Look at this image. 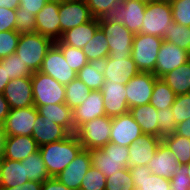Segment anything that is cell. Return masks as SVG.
Returning <instances> with one entry per match:
<instances>
[{
	"label": "cell",
	"mask_w": 190,
	"mask_h": 190,
	"mask_svg": "<svg viewBox=\"0 0 190 190\" xmlns=\"http://www.w3.org/2000/svg\"><path fill=\"white\" fill-rule=\"evenodd\" d=\"M77 136L70 134L67 138L39 147L40 155L50 177H56L82 150Z\"/></svg>",
	"instance_id": "cell-1"
},
{
	"label": "cell",
	"mask_w": 190,
	"mask_h": 190,
	"mask_svg": "<svg viewBox=\"0 0 190 190\" xmlns=\"http://www.w3.org/2000/svg\"><path fill=\"white\" fill-rule=\"evenodd\" d=\"M54 41L37 32L20 34L15 53L32 72L39 71Z\"/></svg>",
	"instance_id": "cell-2"
},
{
	"label": "cell",
	"mask_w": 190,
	"mask_h": 190,
	"mask_svg": "<svg viewBox=\"0 0 190 190\" xmlns=\"http://www.w3.org/2000/svg\"><path fill=\"white\" fill-rule=\"evenodd\" d=\"M146 2L139 0H123L120 5L111 7L99 22L123 24L133 34H139L146 9Z\"/></svg>",
	"instance_id": "cell-3"
},
{
	"label": "cell",
	"mask_w": 190,
	"mask_h": 190,
	"mask_svg": "<svg viewBox=\"0 0 190 190\" xmlns=\"http://www.w3.org/2000/svg\"><path fill=\"white\" fill-rule=\"evenodd\" d=\"M129 147L109 142L106 146L90 150L92 165L109 177L128 167Z\"/></svg>",
	"instance_id": "cell-4"
},
{
	"label": "cell",
	"mask_w": 190,
	"mask_h": 190,
	"mask_svg": "<svg viewBox=\"0 0 190 190\" xmlns=\"http://www.w3.org/2000/svg\"><path fill=\"white\" fill-rule=\"evenodd\" d=\"M112 118L107 115L82 124L76 131L83 149L102 148L110 142Z\"/></svg>",
	"instance_id": "cell-5"
},
{
	"label": "cell",
	"mask_w": 190,
	"mask_h": 190,
	"mask_svg": "<svg viewBox=\"0 0 190 190\" xmlns=\"http://www.w3.org/2000/svg\"><path fill=\"white\" fill-rule=\"evenodd\" d=\"M34 106L65 103V85L40 71L31 76Z\"/></svg>",
	"instance_id": "cell-6"
},
{
	"label": "cell",
	"mask_w": 190,
	"mask_h": 190,
	"mask_svg": "<svg viewBox=\"0 0 190 190\" xmlns=\"http://www.w3.org/2000/svg\"><path fill=\"white\" fill-rule=\"evenodd\" d=\"M163 38L148 34H134L131 57L139 71L154 72Z\"/></svg>",
	"instance_id": "cell-7"
},
{
	"label": "cell",
	"mask_w": 190,
	"mask_h": 190,
	"mask_svg": "<svg viewBox=\"0 0 190 190\" xmlns=\"http://www.w3.org/2000/svg\"><path fill=\"white\" fill-rule=\"evenodd\" d=\"M173 21L172 7L165 0H154L146 4L141 34L159 36L165 35V29Z\"/></svg>",
	"instance_id": "cell-8"
},
{
	"label": "cell",
	"mask_w": 190,
	"mask_h": 190,
	"mask_svg": "<svg viewBox=\"0 0 190 190\" xmlns=\"http://www.w3.org/2000/svg\"><path fill=\"white\" fill-rule=\"evenodd\" d=\"M108 42L109 57H131L134 34L123 24L99 22Z\"/></svg>",
	"instance_id": "cell-9"
},
{
	"label": "cell",
	"mask_w": 190,
	"mask_h": 190,
	"mask_svg": "<svg viewBox=\"0 0 190 190\" xmlns=\"http://www.w3.org/2000/svg\"><path fill=\"white\" fill-rule=\"evenodd\" d=\"M156 79L152 72L140 71L125 84L129 109L150 103Z\"/></svg>",
	"instance_id": "cell-10"
},
{
	"label": "cell",
	"mask_w": 190,
	"mask_h": 190,
	"mask_svg": "<svg viewBox=\"0 0 190 190\" xmlns=\"http://www.w3.org/2000/svg\"><path fill=\"white\" fill-rule=\"evenodd\" d=\"M39 71L63 85L77 78V72L70 67L62 51L55 44L47 51Z\"/></svg>",
	"instance_id": "cell-11"
},
{
	"label": "cell",
	"mask_w": 190,
	"mask_h": 190,
	"mask_svg": "<svg viewBox=\"0 0 190 190\" xmlns=\"http://www.w3.org/2000/svg\"><path fill=\"white\" fill-rule=\"evenodd\" d=\"M60 38L62 33L88 21L92 16L86 0H67L59 6Z\"/></svg>",
	"instance_id": "cell-12"
},
{
	"label": "cell",
	"mask_w": 190,
	"mask_h": 190,
	"mask_svg": "<svg viewBox=\"0 0 190 190\" xmlns=\"http://www.w3.org/2000/svg\"><path fill=\"white\" fill-rule=\"evenodd\" d=\"M101 68L105 80L121 85L127 84L133 76L140 72L132 57L108 56L101 62Z\"/></svg>",
	"instance_id": "cell-13"
},
{
	"label": "cell",
	"mask_w": 190,
	"mask_h": 190,
	"mask_svg": "<svg viewBox=\"0 0 190 190\" xmlns=\"http://www.w3.org/2000/svg\"><path fill=\"white\" fill-rule=\"evenodd\" d=\"M190 60V52L163 40L155 64L153 74L157 78H161L166 73L173 71L180 65Z\"/></svg>",
	"instance_id": "cell-14"
},
{
	"label": "cell",
	"mask_w": 190,
	"mask_h": 190,
	"mask_svg": "<svg viewBox=\"0 0 190 190\" xmlns=\"http://www.w3.org/2000/svg\"><path fill=\"white\" fill-rule=\"evenodd\" d=\"M37 115L35 106L10 109L3 125L7 136H32Z\"/></svg>",
	"instance_id": "cell-15"
},
{
	"label": "cell",
	"mask_w": 190,
	"mask_h": 190,
	"mask_svg": "<svg viewBox=\"0 0 190 190\" xmlns=\"http://www.w3.org/2000/svg\"><path fill=\"white\" fill-rule=\"evenodd\" d=\"M143 135L141 127L130 112L112 118L110 142L129 147Z\"/></svg>",
	"instance_id": "cell-16"
},
{
	"label": "cell",
	"mask_w": 190,
	"mask_h": 190,
	"mask_svg": "<svg viewBox=\"0 0 190 190\" xmlns=\"http://www.w3.org/2000/svg\"><path fill=\"white\" fill-rule=\"evenodd\" d=\"M91 166L90 150L82 149L56 178L69 189L79 190L82 179Z\"/></svg>",
	"instance_id": "cell-17"
},
{
	"label": "cell",
	"mask_w": 190,
	"mask_h": 190,
	"mask_svg": "<svg viewBox=\"0 0 190 190\" xmlns=\"http://www.w3.org/2000/svg\"><path fill=\"white\" fill-rule=\"evenodd\" d=\"M3 94L11 109L34 106L31 76L10 80Z\"/></svg>",
	"instance_id": "cell-18"
},
{
	"label": "cell",
	"mask_w": 190,
	"mask_h": 190,
	"mask_svg": "<svg viewBox=\"0 0 190 190\" xmlns=\"http://www.w3.org/2000/svg\"><path fill=\"white\" fill-rule=\"evenodd\" d=\"M74 134L75 131L84 123L93 120L94 118L106 115L101 90H92L88 97L81 105L72 110Z\"/></svg>",
	"instance_id": "cell-19"
},
{
	"label": "cell",
	"mask_w": 190,
	"mask_h": 190,
	"mask_svg": "<svg viewBox=\"0 0 190 190\" xmlns=\"http://www.w3.org/2000/svg\"><path fill=\"white\" fill-rule=\"evenodd\" d=\"M101 92L103 94L105 113L108 117L113 118L129 112L125 85L105 80Z\"/></svg>",
	"instance_id": "cell-20"
},
{
	"label": "cell",
	"mask_w": 190,
	"mask_h": 190,
	"mask_svg": "<svg viewBox=\"0 0 190 190\" xmlns=\"http://www.w3.org/2000/svg\"><path fill=\"white\" fill-rule=\"evenodd\" d=\"M161 138L143 134L131 143L128 149V167L147 166L154 157Z\"/></svg>",
	"instance_id": "cell-21"
},
{
	"label": "cell",
	"mask_w": 190,
	"mask_h": 190,
	"mask_svg": "<svg viewBox=\"0 0 190 190\" xmlns=\"http://www.w3.org/2000/svg\"><path fill=\"white\" fill-rule=\"evenodd\" d=\"M59 6V3L47 2L35 16V32L47 36L53 41L60 39Z\"/></svg>",
	"instance_id": "cell-22"
},
{
	"label": "cell",
	"mask_w": 190,
	"mask_h": 190,
	"mask_svg": "<svg viewBox=\"0 0 190 190\" xmlns=\"http://www.w3.org/2000/svg\"><path fill=\"white\" fill-rule=\"evenodd\" d=\"M179 166L176 155L162 141L158 145L154 157L147 164L151 174L159 175L169 180Z\"/></svg>",
	"instance_id": "cell-23"
},
{
	"label": "cell",
	"mask_w": 190,
	"mask_h": 190,
	"mask_svg": "<svg viewBox=\"0 0 190 190\" xmlns=\"http://www.w3.org/2000/svg\"><path fill=\"white\" fill-rule=\"evenodd\" d=\"M70 133L61 125L43 120L38 114L34 122L32 137L38 146L49 144L67 138Z\"/></svg>",
	"instance_id": "cell-24"
},
{
	"label": "cell",
	"mask_w": 190,
	"mask_h": 190,
	"mask_svg": "<svg viewBox=\"0 0 190 190\" xmlns=\"http://www.w3.org/2000/svg\"><path fill=\"white\" fill-rule=\"evenodd\" d=\"M38 150L39 146L32 136H7L3 158L22 161Z\"/></svg>",
	"instance_id": "cell-25"
},
{
	"label": "cell",
	"mask_w": 190,
	"mask_h": 190,
	"mask_svg": "<svg viewBox=\"0 0 190 190\" xmlns=\"http://www.w3.org/2000/svg\"><path fill=\"white\" fill-rule=\"evenodd\" d=\"M136 190H171L170 180L151 174L147 166L129 167Z\"/></svg>",
	"instance_id": "cell-26"
},
{
	"label": "cell",
	"mask_w": 190,
	"mask_h": 190,
	"mask_svg": "<svg viewBox=\"0 0 190 190\" xmlns=\"http://www.w3.org/2000/svg\"><path fill=\"white\" fill-rule=\"evenodd\" d=\"M99 28V19L93 18L82 25L65 31L59 39L64 45L82 49Z\"/></svg>",
	"instance_id": "cell-27"
},
{
	"label": "cell",
	"mask_w": 190,
	"mask_h": 190,
	"mask_svg": "<svg viewBox=\"0 0 190 190\" xmlns=\"http://www.w3.org/2000/svg\"><path fill=\"white\" fill-rule=\"evenodd\" d=\"M43 120H48L63 126L70 134H74L73 113L65 103L48 104L37 107Z\"/></svg>",
	"instance_id": "cell-28"
},
{
	"label": "cell",
	"mask_w": 190,
	"mask_h": 190,
	"mask_svg": "<svg viewBox=\"0 0 190 190\" xmlns=\"http://www.w3.org/2000/svg\"><path fill=\"white\" fill-rule=\"evenodd\" d=\"M25 176L24 160H10L2 158L0 170V187H15L28 181Z\"/></svg>",
	"instance_id": "cell-29"
},
{
	"label": "cell",
	"mask_w": 190,
	"mask_h": 190,
	"mask_svg": "<svg viewBox=\"0 0 190 190\" xmlns=\"http://www.w3.org/2000/svg\"><path fill=\"white\" fill-rule=\"evenodd\" d=\"M134 120L139 124L143 134L159 137L157 109L150 103L129 109Z\"/></svg>",
	"instance_id": "cell-30"
},
{
	"label": "cell",
	"mask_w": 190,
	"mask_h": 190,
	"mask_svg": "<svg viewBox=\"0 0 190 190\" xmlns=\"http://www.w3.org/2000/svg\"><path fill=\"white\" fill-rule=\"evenodd\" d=\"M161 78L176 95L190 93V60Z\"/></svg>",
	"instance_id": "cell-31"
},
{
	"label": "cell",
	"mask_w": 190,
	"mask_h": 190,
	"mask_svg": "<svg viewBox=\"0 0 190 190\" xmlns=\"http://www.w3.org/2000/svg\"><path fill=\"white\" fill-rule=\"evenodd\" d=\"M88 62L101 63L109 56L107 38L99 27L93 38L82 48Z\"/></svg>",
	"instance_id": "cell-32"
},
{
	"label": "cell",
	"mask_w": 190,
	"mask_h": 190,
	"mask_svg": "<svg viewBox=\"0 0 190 190\" xmlns=\"http://www.w3.org/2000/svg\"><path fill=\"white\" fill-rule=\"evenodd\" d=\"M161 141L176 155L180 165L190 163V139L177 134L164 136Z\"/></svg>",
	"instance_id": "cell-33"
},
{
	"label": "cell",
	"mask_w": 190,
	"mask_h": 190,
	"mask_svg": "<svg viewBox=\"0 0 190 190\" xmlns=\"http://www.w3.org/2000/svg\"><path fill=\"white\" fill-rule=\"evenodd\" d=\"M176 98L175 92L163 81L162 78L155 80L150 104L157 110L171 107Z\"/></svg>",
	"instance_id": "cell-34"
},
{
	"label": "cell",
	"mask_w": 190,
	"mask_h": 190,
	"mask_svg": "<svg viewBox=\"0 0 190 190\" xmlns=\"http://www.w3.org/2000/svg\"><path fill=\"white\" fill-rule=\"evenodd\" d=\"M77 78L84 82L91 91L101 90L105 81L101 63L88 62L79 70Z\"/></svg>",
	"instance_id": "cell-35"
},
{
	"label": "cell",
	"mask_w": 190,
	"mask_h": 190,
	"mask_svg": "<svg viewBox=\"0 0 190 190\" xmlns=\"http://www.w3.org/2000/svg\"><path fill=\"white\" fill-rule=\"evenodd\" d=\"M24 170L25 176H27L30 181L43 183L50 178L39 150L24 159Z\"/></svg>",
	"instance_id": "cell-36"
},
{
	"label": "cell",
	"mask_w": 190,
	"mask_h": 190,
	"mask_svg": "<svg viewBox=\"0 0 190 190\" xmlns=\"http://www.w3.org/2000/svg\"><path fill=\"white\" fill-rule=\"evenodd\" d=\"M89 87L78 78L65 85V104L74 109L83 103L90 93Z\"/></svg>",
	"instance_id": "cell-37"
},
{
	"label": "cell",
	"mask_w": 190,
	"mask_h": 190,
	"mask_svg": "<svg viewBox=\"0 0 190 190\" xmlns=\"http://www.w3.org/2000/svg\"><path fill=\"white\" fill-rule=\"evenodd\" d=\"M163 40L190 52V27L172 21L165 29Z\"/></svg>",
	"instance_id": "cell-38"
},
{
	"label": "cell",
	"mask_w": 190,
	"mask_h": 190,
	"mask_svg": "<svg viewBox=\"0 0 190 190\" xmlns=\"http://www.w3.org/2000/svg\"><path fill=\"white\" fill-rule=\"evenodd\" d=\"M0 62L5 66V72L10 80L33 75V72L26 66V63L21 61L16 53L0 59Z\"/></svg>",
	"instance_id": "cell-39"
},
{
	"label": "cell",
	"mask_w": 190,
	"mask_h": 190,
	"mask_svg": "<svg viewBox=\"0 0 190 190\" xmlns=\"http://www.w3.org/2000/svg\"><path fill=\"white\" fill-rule=\"evenodd\" d=\"M105 190H136L129 167L106 177Z\"/></svg>",
	"instance_id": "cell-40"
},
{
	"label": "cell",
	"mask_w": 190,
	"mask_h": 190,
	"mask_svg": "<svg viewBox=\"0 0 190 190\" xmlns=\"http://www.w3.org/2000/svg\"><path fill=\"white\" fill-rule=\"evenodd\" d=\"M54 44L62 51L67 63L77 73L84 65L88 63L82 49L64 45L60 40L54 41Z\"/></svg>",
	"instance_id": "cell-41"
},
{
	"label": "cell",
	"mask_w": 190,
	"mask_h": 190,
	"mask_svg": "<svg viewBox=\"0 0 190 190\" xmlns=\"http://www.w3.org/2000/svg\"><path fill=\"white\" fill-rule=\"evenodd\" d=\"M105 186V175L92 165L82 179L80 190H105Z\"/></svg>",
	"instance_id": "cell-42"
},
{
	"label": "cell",
	"mask_w": 190,
	"mask_h": 190,
	"mask_svg": "<svg viewBox=\"0 0 190 190\" xmlns=\"http://www.w3.org/2000/svg\"><path fill=\"white\" fill-rule=\"evenodd\" d=\"M158 126H159V138H163L166 135L174 134L176 131V121L172 113L171 107L166 109L157 110Z\"/></svg>",
	"instance_id": "cell-43"
},
{
	"label": "cell",
	"mask_w": 190,
	"mask_h": 190,
	"mask_svg": "<svg viewBox=\"0 0 190 190\" xmlns=\"http://www.w3.org/2000/svg\"><path fill=\"white\" fill-rule=\"evenodd\" d=\"M170 4L173 21L177 24L190 27V0H173Z\"/></svg>",
	"instance_id": "cell-44"
},
{
	"label": "cell",
	"mask_w": 190,
	"mask_h": 190,
	"mask_svg": "<svg viewBox=\"0 0 190 190\" xmlns=\"http://www.w3.org/2000/svg\"><path fill=\"white\" fill-rule=\"evenodd\" d=\"M19 37L16 30L0 32V59L15 53Z\"/></svg>",
	"instance_id": "cell-45"
},
{
	"label": "cell",
	"mask_w": 190,
	"mask_h": 190,
	"mask_svg": "<svg viewBox=\"0 0 190 190\" xmlns=\"http://www.w3.org/2000/svg\"><path fill=\"white\" fill-rule=\"evenodd\" d=\"M176 124L190 118V93L176 95L171 106Z\"/></svg>",
	"instance_id": "cell-46"
},
{
	"label": "cell",
	"mask_w": 190,
	"mask_h": 190,
	"mask_svg": "<svg viewBox=\"0 0 190 190\" xmlns=\"http://www.w3.org/2000/svg\"><path fill=\"white\" fill-rule=\"evenodd\" d=\"M33 13L24 12L20 7L16 9V31L19 34L36 31V20Z\"/></svg>",
	"instance_id": "cell-47"
},
{
	"label": "cell",
	"mask_w": 190,
	"mask_h": 190,
	"mask_svg": "<svg viewBox=\"0 0 190 190\" xmlns=\"http://www.w3.org/2000/svg\"><path fill=\"white\" fill-rule=\"evenodd\" d=\"M123 0H86L94 18H101L111 7L120 5Z\"/></svg>",
	"instance_id": "cell-48"
},
{
	"label": "cell",
	"mask_w": 190,
	"mask_h": 190,
	"mask_svg": "<svg viewBox=\"0 0 190 190\" xmlns=\"http://www.w3.org/2000/svg\"><path fill=\"white\" fill-rule=\"evenodd\" d=\"M188 164L180 165L170 178L171 190H190V179L188 177Z\"/></svg>",
	"instance_id": "cell-49"
},
{
	"label": "cell",
	"mask_w": 190,
	"mask_h": 190,
	"mask_svg": "<svg viewBox=\"0 0 190 190\" xmlns=\"http://www.w3.org/2000/svg\"><path fill=\"white\" fill-rule=\"evenodd\" d=\"M16 30V9L0 7V32Z\"/></svg>",
	"instance_id": "cell-50"
},
{
	"label": "cell",
	"mask_w": 190,
	"mask_h": 190,
	"mask_svg": "<svg viewBox=\"0 0 190 190\" xmlns=\"http://www.w3.org/2000/svg\"><path fill=\"white\" fill-rule=\"evenodd\" d=\"M47 0H20V8L24 12L36 14L45 6Z\"/></svg>",
	"instance_id": "cell-51"
},
{
	"label": "cell",
	"mask_w": 190,
	"mask_h": 190,
	"mask_svg": "<svg viewBox=\"0 0 190 190\" xmlns=\"http://www.w3.org/2000/svg\"><path fill=\"white\" fill-rule=\"evenodd\" d=\"M42 190H72L62 184L56 177H50L42 183Z\"/></svg>",
	"instance_id": "cell-52"
},
{
	"label": "cell",
	"mask_w": 190,
	"mask_h": 190,
	"mask_svg": "<svg viewBox=\"0 0 190 190\" xmlns=\"http://www.w3.org/2000/svg\"><path fill=\"white\" fill-rule=\"evenodd\" d=\"M0 190H42V183L28 180L23 185L15 187H0Z\"/></svg>",
	"instance_id": "cell-53"
},
{
	"label": "cell",
	"mask_w": 190,
	"mask_h": 190,
	"mask_svg": "<svg viewBox=\"0 0 190 190\" xmlns=\"http://www.w3.org/2000/svg\"><path fill=\"white\" fill-rule=\"evenodd\" d=\"M10 106L4 97L3 93H0V124L4 125L7 115L10 112Z\"/></svg>",
	"instance_id": "cell-54"
},
{
	"label": "cell",
	"mask_w": 190,
	"mask_h": 190,
	"mask_svg": "<svg viewBox=\"0 0 190 190\" xmlns=\"http://www.w3.org/2000/svg\"><path fill=\"white\" fill-rule=\"evenodd\" d=\"M175 134L181 135L190 139V118L176 125Z\"/></svg>",
	"instance_id": "cell-55"
},
{
	"label": "cell",
	"mask_w": 190,
	"mask_h": 190,
	"mask_svg": "<svg viewBox=\"0 0 190 190\" xmlns=\"http://www.w3.org/2000/svg\"><path fill=\"white\" fill-rule=\"evenodd\" d=\"M10 78L7 77V73L5 72V66L0 62V93H3L4 88L9 83Z\"/></svg>",
	"instance_id": "cell-56"
},
{
	"label": "cell",
	"mask_w": 190,
	"mask_h": 190,
	"mask_svg": "<svg viewBox=\"0 0 190 190\" xmlns=\"http://www.w3.org/2000/svg\"><path fill=\"white\" fill-rule=\"evenodd\" d=\"M7 134L5 132V128L0 124V158H3L5 154V146H6Z\"/></svg>",
	"instance_id": "cell-57"
},
{
	"label": "cell",
	"mask_w": 190,
	"mask_h": 190,
	"mask_svg": "<svg viewBox=\"0 0 190 190\" xmlns=\"http://www.w3.org/2000/svg\"><path fill=\"white\" fill-rule=\"evenodd\" d=\"M8 9H17L20 6V0H0V7Z\"/></svg>",
	"instance_id": "cell-58"
},
{
	"label": "cell",
	"mask_w": 190,
	"mask_h": 190,
	"mask_svg": "<svg viewBox=\"0 0 190 190\" xmlns=\"http://www.w3.org/2000/svg\"><path fill=\"white\" fill-rule=\"evenodd\" d=\"M48 2H52V3H59V4H61V3H63V2H65V1H67V0H47Z\"/></svg>",
	"instance_id": "cell-59"
},
{
	"label": "cell",
	"mask_w": 190,
	"mask_h": 190,
	"mask_svg": "<svg viewBox=\"0 0 190 190\" xmlns=\"http://www.w3.org/2000/svg\"><path fill=\"white\" fill-rule=\"evenodd\" d=\"M187 175H188V177H189V179H190V163L188 164V170H187Z\"/></svg>",
	"instance_id": "cell-60"
},
{
	"label": "cell",
	"mask_w": 190,
	"mask_h": 190,
	"mask_svg": "<svg viewBox=\"0 0 190 190\" xmlns=\"http://www.w3.org/2000/svg\"><path fill=\"white\" fill-rule=\"evenodd\" d=\"M139 1L148 3V2H151V1H154V0H139Z\"/></svg>",
	"instance_id": "cell-61"
},
{
	"label": "cell",
	"mask_w": 190,
	"mask_h": 190,
	"mask_svg": "<svg viewBox=\"0 0 190 190\" xmlns=\"http://www.w3.org/2000/svg\"><path fill=\"white\" fill-rule=\"evenodd\" d=\"M2 158H0V170H1Z\"/></svg>",
	"instance_id": "cell-62"
}]
</instances>
